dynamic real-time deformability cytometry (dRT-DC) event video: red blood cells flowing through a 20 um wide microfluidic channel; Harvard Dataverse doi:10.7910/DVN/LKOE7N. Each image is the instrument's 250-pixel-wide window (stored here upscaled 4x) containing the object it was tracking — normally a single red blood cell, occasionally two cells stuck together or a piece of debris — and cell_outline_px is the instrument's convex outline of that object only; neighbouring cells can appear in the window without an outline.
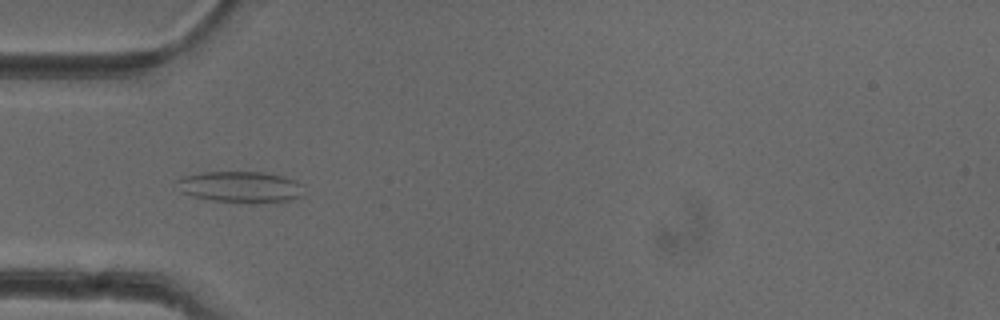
{"species": "common noctule bat (a hibernating species)", "species_latin": "Nyctalus noctula", "temperature_condition": "cold", "stored_images_in_passage": 36, "camera_frame_rate_fps": 3000, "um_per_image_px": 0.085, "animal": {"sex": "female"}, "frame": {"image": 1, "passage_image": 1, "time_ms": 0.0, "image_size_px": [1000, 320], "cell_outline_px": [[304, 196], [276, 204], [248, 204], [208, 200], [192, 196], [180, 192], [176, 180], [180, 176], [204, 172], [264, 172], [284, 176], [300, 184]], "centroid_in_image_um": [20.44, 15.93], "position_along_channel_um": 64.6, "area_um2": 23.87}}
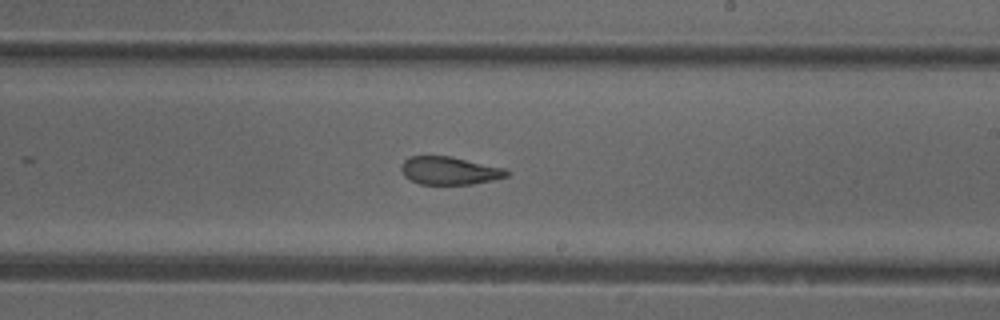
{"frame": {"image": 2, "passage_image": 15, "time_ms": 4.667, "image_size_px": [1000, 320], "cell_outline_px": [[508, 176], [492, 180], [472, 184], [420, 184], [404, 176], [400, 168], [404, 160], [412, 156], [448, 156], [504, 168], [508, 172]], "centroid_in_image_um": [38.18, 14.51], "position_along_channel_um": 250.8, "area_um2": 16.88}}
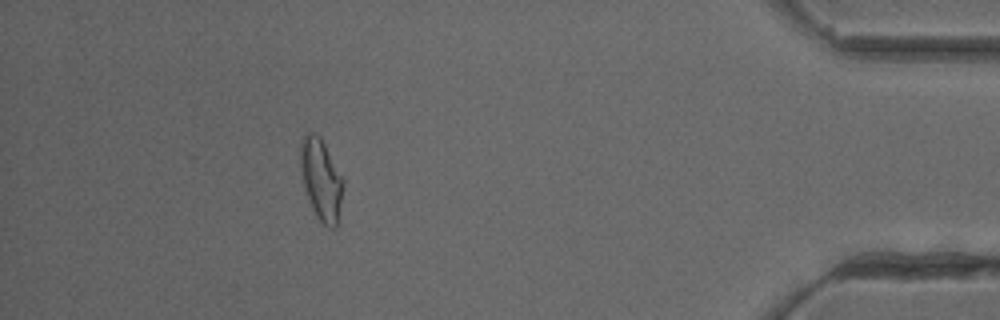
{"frame": {"image": 3, "passage_image": 31, "time_ms": 10.0, "image_size_px": [1000, 320], "cell_outline_px": [[344, 184], [336, 228], [328, 228], [316, 216], [312, 208], [304, 188], [300, 164], [300, 144], [304, 136], [308, 132], [316, 132], [320, 136], [344, 180]], "centroid_in_image_um": [27.29, 15.25], "position_along_channel_um": 407.9, "area_um2": 20.17}, "authors_computed_cell_mechanics": {"area_um2": 18.8139, "velocity_mm_per_s": 3.9911, "shape_relaxation_time_tau1_ms": null, "shape_relaxation_time_tau2_ms": 2.1845, "deformation_change_tau1": null, "deformation_change_tau2": 0.0849}}